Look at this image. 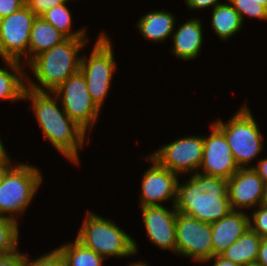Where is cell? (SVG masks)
Listing matches in <instances>:
<instances>
[{
    "mask_svg": "<svg viewBox=\"0 0 267 266\" xmlns=\"http://www.w3.org/2000/svg\"><path fill=\"white\" fill-rule=\"evenodd\" d=\"M34 12L25 4L0 22V57L29 63V40ZM22 58L24 60H22ZM25 62V63H24Z\"/></svg>",
    "mask_w": 267,
    "mask_h": 266,
    "instance_id": "9c48e42d",
    "label": "cell"
},
{
    "mask_svg": "<svg viewBox=\"0 0 267 266\" xmlns=\"http://www.w3.org/2000/svg\"><path fill=\"white\" fill-rule=\"evenodd\" d=\"M204 149V136L190 135L178 138L153 151V157L163 168L178 175L194 174L199 171Z\"/></svg>",
    "mask_w": 267,
    "mask_h": 266,
    "instance_id": "30bf717a",
    "label": "cell"
},
{
    "mask_svg": "<svg viewBox=\"0 0 267 266\" xmlns=\"http://www.w3.org/2000/svg\"><path fill=\"white\" fill-rule=\"evenodd\" d=\"M258 3L262 4L267 8V0H257Z\"/></svg>",
    "mask_w": 267,
    "mask_h": 266,
    "instance_id": "ab89813d",
    "label": "cell"
},
{
    "mask_svg": "<svg viewBox=\"0 0 267 266\" xmlns=\"http://www.w3.org/2000/svg\"><path fill=\"white\" fill-rule=\"evenodd\" d=\"M0 266H24V253L18 249L12 254L0 256Z\"/></svg>",
    "mask_w": 267,
    "mask_h": 266,
    "instance_id": "4dcf8cb0",
    "label": "cell"
},
{
    "mask_svg": "<svg viewBox=\"0 0 267 266\" xmlns=\"http://www.w3.org/2000/svg\"><path fill=\"white\" fill-rule=\"evenodd\" d=\"M1 140L2 139L0 138V160H11V158L9 157L10 155H8V152L5 149L6 147Z\"/></svg>",
    "mask_w": 267,
    "mask_h": 266,
    "instance_id": "8d00e7d4",
    "label": "cell"
},
{
    "mask_svg": "<svg viewBox=\"0 0 267 266\" xmlns=\"http://www.w3.org/2000/svg\"><path fill=\"white\" fill-rule=\"evenodd\" d=\"M13 165L11 160H0V184L6 171Z\"/></svg>",
    "mask_w": 267,
    "mask_h": 266,
    "instance_id": "d590c367",
    "label": "cell"
},
{
    "mask_svg": "<svg viewBox=\"0 0 267 266\" xmlns=\"http://www.w3.org/2000/svg\"><path fill=\"white\" fill-rule=\"evenodd\" d=\"M261 240L262 237L251 228H248L221 256L240 266L254 264L257 261Z\"/></svg>",
    "mask_w": 267,
    "mask_h": 266,
    "instance_id": "ffe728a7",
    "label": "cell"
},
{
    "mask_svg": "<svg viewBox=\"0 0 267 266\" xmlns=\"http://www.w3.org/2000/svg\"><path fill=\"white\" fill-rule=\"evenodd\" d=\"M176 254L205 264L213 256L211 224L177 213Z\"/></svg>",
    "mask_w": 267,
    "mask_h": 266,
    "instance_id": "8fae6325",
    "label": "cell"
},
{
    "mask_svg": "<svg viewBox=\"0 0 267 266\" xmlns=\"http://www.w3.org/2000/svg\"><path fill=\"white\" fill-rule=\"evenodd\" d=\"M26 4L25 0H0V15L7 17Z\"/></svg>",
    "mask_w": 267,
    "mask_h": 266,
    "instance_id": "f546056e",
    "label": "cell"
},
{
    "mask_svg": "<svg viewBox=\"0 0 267 266\" xmlns=\"http://www.w3.org/2000/svg\"><path fill=\"white\" fill-rule=\"evenodd\" d=\"M71 0H25L26 5L34 12L37 17L51 9L52 7L66 3Z\"/></svg>",
    "mask_w": 267,
    "mask_h": 266,
    "instance_id": "f1b7e54d",
    "label": "cell"
},
{
    "mask_svg": "<svg viewBox=\"0 0 267 266\" xmlns=\"http://www.w3.org/2000/svg\"><path fill=\"white\" fill-rule=\"evenodd\" d=\"M141 208L142 220L146 235L154 246L161 250L176 253V218L177 211L174 206L170 209L161 206H143Z\"/></svg>",
    "mask_w": 267,
    "mask_h": 266,
    "instance_id": "5bb4252c",
    "label": "cell"
},
{
    "mask_svg": "<svg viewBox=\"0 0 267 266\" xmlns=\"http://www.w3.org/2000/svg\"><path fill=\"white\" fill-rule=\"evenodd\" d=\"M212 260H214V262ZM208 262H213L212 266H240L238 264L233 263L232 261L226 260L221 255L212 256L205 263H208Z\"/></svg>",
    "mask_w": 267,
    "mask_h": 266,
    "instance_id": "e575fe53",
    "label": "cell"
},
{
    "mask_svg": "<svg viewBox=\"0 0 267 266\" xmlns=\"http://www.w3.org/2000/svg\"><path fill=\"white\" fill-rule=\"evenodd\" d=\"M256 264L267 266V238H262Z\"/></svg>",
    "mask_w": 267,
    "mask_h": 266,
    "instance_id": "836d02e7",
    "label": "cell"
},
{
    "mask_svg": "<svg viewBox=\"0 0 267 266\" xmlns=\"http://www.w3.org/2000/svg\"><path fill=\"white\" fill-rule=\"evenodd\" d=\"M56 249L63 258L64 266H103L104 258L77 239L70 243L65 242Z\"/></svg>",
    "mask_w": 267,
    "mask_h": 266,
    "instance_id": "603a6c76",
    "label": "cell"
},
{
    "mask_svg": "<svg viewBox=\"0 0 267 266\" xmlns=\"http://www.w3.org/2000/svg\"><path fill=\"white\" fill-rule=\"evenodd\" d=\"M65 39L66 37L53 25L41 17H36L30 31L29 62L38 54L51 49Z\"/></svg>",
    "mask_w": 267,
    "mask_h": 266,
    "instance_id": "44dd1931",
    "label": "cell"
},
{
    "mask_svg": "<svg viewBox=\"0 0 267 266\" xmlns=\"http://www.w3.org/2000/svg\"><path fill=\"white\" fill-rule=\"evenodd\" d=\"M68 2L56 5L43 13L40 17L53 25L66 38H87V30L85 27L72 31V14L68 8Z\"/></svg>",
    "mask_w": 267,
    "mask_h": 266,
    "instance_id": "cb8c5ba5",
    "label": "cell"
},
{
    "mask_svg": "<svg viewBox=\"0 0 267 266\" xmlns=\"http://www.w3.org/2000/svg\"><path fill=\"white\" fill-rule=\"evenodd\" d=\"M250 228L260 237L267 238V208L259 205L249 216Z\"/></svg>",
    "mask_w": 267,
    "mask_h": 266,
    "instance_id": "83f0119b",
    "label": "cell"
},
{
    "mask_svg": "<svg viewBox=\"0 0 267 266\" xmlns=\"http://www.w3.org/2000/svg\"><path fill=\"white\" fill-rule=\"evenodd\" d=\"M227 185L232 211L253 210L261 204L265 184L253 168H239Z\"/></svg>",
    "mask_w": 267,
    "mask_h": 266,
    "instance_id": "9a60e30c",
    "label": "cell"
},
{
    "mask_svg": "<svg viewBox=\"0 0 267 266\" xmlns=\"http://www.w3.org/2000/svg\"><path fill=\"white\" fill-rule=\"evenodd\" d=\"M106 34L105 31L100 33L89 57L81 55L80 64V71L85 77L90 96L101 110L110 92L113 75L117 70L112 41Z\"/></svg>",
    "mask_w": 267,
    "mask_h": 266,
    "instance_id": "52a82bcc",
    "label": "cell"
},
{
    "mask_svg": "<svg viewBox=\"0 0 267 266\" xmlns=\"http://www.w3.org/2000/svg\"><path fill=\"white\" fill-rule=\"evenodd\" d=\"M19 222L0 217V256L16 252L19 243Z\"/></svg>",
    "mask_w": 267,
    "mask_h": 266,
    "instance_id": "d4e9b609",
    "label": "cell"
},
{
    "mask_svg": "<svg viewBox=\"0 0 267 266\" xmlns=\"http://www.w3.org/2000/svg\"><path fill=\"white\" fill-rule=\"evenodd\" d=\"M53 93L61 101L67 115L87 133L91 131L101 109L92 100L81 71L68 77Z\"/></svg>",
    "mask_w": 267,
    "mask_h": 266,
    "instance_id": "ba28073f",
    "label": "cell"
},
{
    "mask_svg": "<svg viewBox=\"0 0 267 266\" xmlns=\"http://www.w3.org/2000/svg\"><path fill=\"white\" fill-rule=\"evenodd\" d=\"M246 266H260L259 264H256V263H254V264H249V265H246Z\"/></svg>",
    "mask_w": 267,
    "mask_h": 266,
    "instance_id": "60d3db41",
    "label": "cell"
},
{
    "mask_svg": "<svg viewBox=\"0 0 267 266\" xmlns=\"http://www.w3.org/2000/svg\"><path fill=\"white\" fill-rule=\"evenodd\" d=\"M145 159L152 164L141 177L140 206H161L170 200H172L171 206H174L179 175L163 168L150 155L145 156Z\"/></svg>",
    "mask_w": 267,
    "mask_h": 266,
    "instance_id": "7c38bea8",
    "label": "cell"
},
{
    "mask_svg": "<svg viewBox=\"0 0 267 266\" xmlns=\"http://www.w3.org/2000/svg\"><path fill=\"white\" fill-rule=\"evenodd\" d=\"M112 219L88 211L76 239L104 259L138 254V244Z\"/></svg>",
    "mask_w": 267,
    "mask_h": 266,
    "instance_id": "277c9868",
    "label": "cell"
},
{
    "mask_svg": "<svg viewBox=\"0 0 267 266\" xmlns=\"http://www.w3.org/2000/svg\"><path fill=\"white\" fill-rule=\"evenodd\" d=\"M220 0H185L187 7L190 10H199L206 8H214L216 5L222 3ZM227 1V0H226Z\"/></svg>",
    "mask_w": 267,
    "mask_h": 266,
    "instance_id": "1f68e13d",
    "label": "cell"
},
{
    "mask_svg": "<svg viewBox=\"0 0 267 266\" xmlns=\"http://www.w3.org/2000/svg\"><path fill=\"white\" fill-rule=\"evenodd\" d=\"M23 101L31 102L30 108L45 140L72 164L79 165V149L85 146L86 140L90 141L86 139L89 133L67 115L62 105L59 107L56 95L26 87Z\"/></svg>",
    "mask_w": 267,
    "mask_h": 266,
    "instance_id": "6da1fadb",
    "label": "cell"
},
{
    "mask_svg": "<svg viewBox=\"0 0 267 266\" xmlns=\"http://www.w3.org/2000/svg\"><path fill=\"white\" fill-rule=\"evenodd\" d=\"M211 26L214 32L223 41L229 40L241 28L243 22L239 13L228 2L220 3L212 9Z\"/></svg>",
    "mask_w": 267,
    "mask_h": 266,
    "instance_id": "7402d4cb",
    "label": "cell"
},
{
    "mask_svg": "<svg viewBox=\"0 0 267 266\" xmlns=\"http://www.w3.org/2000/svg\"><path fill=\"white\" fill-rule=\"evenodd\" d=\"M211 227L213 256L221 255L250 228L249 215L246 211H231L219 221L212 223Z\"/></svg>",
    "mask_w": 267,
    "mask_h": 266,
    "instance_id": "e0dca14e",
    "label": "cell"
},
{
    "mask_svg": "<svg viewBox=\"0 0 267 266\" xmlns=\"http://www.w3.org/2000/svg\"><path fill=\"white\" fill-rule=\"evenodd\" d=\"M43 179L37 166L24 162L14 163L0 184V217L18 222V216L25 214L32 204Z\"/></svg>",
    "mask_w": 267,
    "mask_h": 266,
    "instance_id": "5b68a950",
    "label": "cell"
},
{
    "mask_svg": "<svg viewBox=\"0 0 267 266\" xmlns=\"http://www.w3.org/2000/svg\"><path fill=\"white\" fill-rule=\"evenodd\" d=\"M24 266H64V261L59 251L55 248L33 260L24 254Z\"/></svg>",
    "mask_w": 267,
    "mask_h": 266,
    "instance_id": "4316f807",
    "label": "cell"
},
{
    "mask_svg": "<svg viewBox=\"0 0 267 266\" xmlns=\"http://www.w3.org/2000/svg\"><path fill=\"white\" fill-rule=\"evenodd\" d=\"M87 41V38H66L35 56L26 69L32 71L37 81L27 75V88L40 92L55 91L68 77L80 71L82 56L79 53L86 47Z\"/></svg>",
    "mask_w": 267,
    "mask_h": 266,
    "instance_id": "3957f363",
    "label": "cell"
},
{
    "mask_svg": "<svg viewBox=\"0 0 267 266\" xmlns=\"http://www.w3.org/2000/svg\"><path fill=\"white\" fill-rule=\"evenodd\" d=\"M2 61L5 63L6 68L0 67L1 101L8 100L12 103L14 101H23L27 87V72H24L25 64L16 60L2 59Z\"/></svg>",
    "mask_w": 267,
    "mask_h": 266,
    "instance_id": "d6986e66",
    "label": "cell"
},
{
    "mask_svg": "<svg viewBox=\"0 0 267 266\" xmlns=\"http://www.w3.org/2000/svg\"><path fill=\"white\" fill-rule=\"evenodd\" d=\"M171 39V53L179 60L189 61L198 58L203 46V26L198 17L188 19L174 29Z\"/></svg>",
    "mask_w": 267,
    "mask_h": 266,
    "instance_id": "2e32d148",
    "label": "cell"
},
{
    "mask_svg": "<svg viewBox=\"0 0 267 266\" xmlns=\"http://www.w3.org/2000/svg\"><path fill=\"white\" fill-rule=\"evenodd\" d=\"M252 168L260 176L265 185H267V157L257 160V165H252Z\"/></svg>",
    "mask_w": 267,
    "mask_h": 266,
    "instance_id": "d6a6232c",
    "label": "cell"
},
{
    "mask_svg": "<svg viewBox=\"0 0 267 266\" xmlns=\"http://www.w3.org/2000/svg\"><path fill=\"white\" fill-rule=\"evenodd\" d=\"M186 182L178 181L175 209L205 223H215L232 209L228 198L227 179L196 172Z\"/></svg>",
    "mask_w": 267,
    "mask_h": 266,
    "instance_id": "7a4b0ae2",
    "label": "cell"
},
{
    "mask_svg": "<svg viewBox=\"0 0 267 266\" xmlns=\"http://www.w3.org/2000/svg\"><path fill=\"white\" fill-rule=\"evenodd\" d=\"M242 105L226 123L216 119L213 124L225 135L237 166L252 168V161L263 152L264 138L251 109Z\"/></svg>",
    "mask_w": 267,
    "mask_h": 266,
    "instance_id": "8992f818",
    "label": "cell"
},
{
    "mask_svg": "<svg viewBox=\"0 0 267 266\" xmlns=\"http://www.w3.org/2000/svg\"><path fill=\"white\" fill-rule=\"evenodd\" d=\"M128 266H150L147 262L145 261H137V262H131Z\"/></svg>",
    "mask_w": 267,
    "mask_h": 266,
    "instance_id": "f35d334b",
    "label": "cell"
},
{
    "mask_svg": "<svg viewBox=\"0 0 267 266\" xmlns=\"http://www.w3.org/2000/svg\"><path fill=\"white\" fill-rule=\"evenodd\" d=\"M232 7L239 13L244 24V16L249 19L258 18L267 21V8L258 3L257 0H227Z\"/></svg>",
    "mask_w": 267,
    "mask_h": 266,
    "instance_id": "484cf974",
    "label": "cell"
},
{
    "mask_svg": "<svg viewBox=\"0 0 267 266\" xmlns=\"http://www.w3.org/2000/svg\"><path fill=\"white\" fill-rule=\"evenodd\" d=\"M260 205L267 208V185L264 186L263 198Z\"/></svg>",
    "mask_w": 267,
    "mask_h": 266,
    "instance_id": "74e56055",
    "label": "cell"
},
{
    "mask_svg": "<svg viewBox=\"0 0 267 266\" xmlns=\"http://www.w3.org/2000/svg\"><path fill=\"white\" fill-rule=\"evenodd\" d=\"M211 133L204 134L203 159L199 173L229 179L239 169L225 135L213 124ZM203 171V172H202Z\"/></svg>",
    "mask_w": 267,
    "mask_h": 266,
    "instance_id": "4fadbf2b",
    "label": "cell"
},
{
    "mask_svg": "<svg viewBox=\"0 0 267 266\" xmlns=\"http://www.w3.org/2000/svg\"><path fill=\"white\" fill-rule=\"evenodd\" d=\"M175 19L172 12L155 10L142 14L135 26L145 40L158 44L172 36L176 28Z\"/></svg>",
    "mask_w": 267,
    "mask_h": 266,
    "instance_id": "ac0fdd59",
    "label": "cell"
}]
</instances>
